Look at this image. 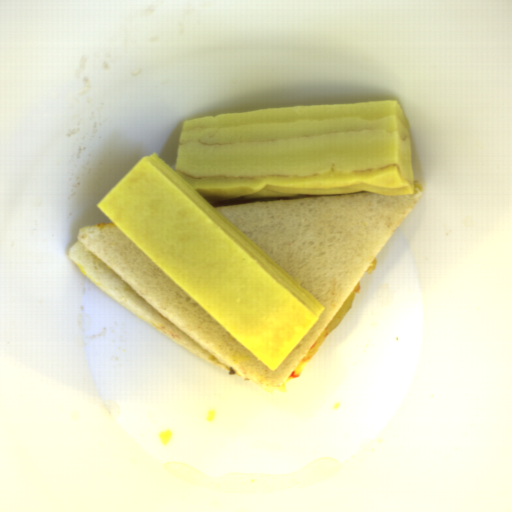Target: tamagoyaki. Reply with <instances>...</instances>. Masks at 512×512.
Wrapping results in <instances>:
<instances>
[{"mask_svg": "<svg viewBox=\"0 0 512 512\" xmlns=\"http://www.w3.org/2000/svg\"><path fill=\"white\" fill-rule=\"evenodd\" d=\"M413 195L399 99L277 107L183 121L174 169L143 157L96 204L271 371L325 303L211 200Z\"/></svg>", "mask_w": 512, "mask_h": 512, "instance_id": "1", "label": "tamagoyaki"}]
</instances>
